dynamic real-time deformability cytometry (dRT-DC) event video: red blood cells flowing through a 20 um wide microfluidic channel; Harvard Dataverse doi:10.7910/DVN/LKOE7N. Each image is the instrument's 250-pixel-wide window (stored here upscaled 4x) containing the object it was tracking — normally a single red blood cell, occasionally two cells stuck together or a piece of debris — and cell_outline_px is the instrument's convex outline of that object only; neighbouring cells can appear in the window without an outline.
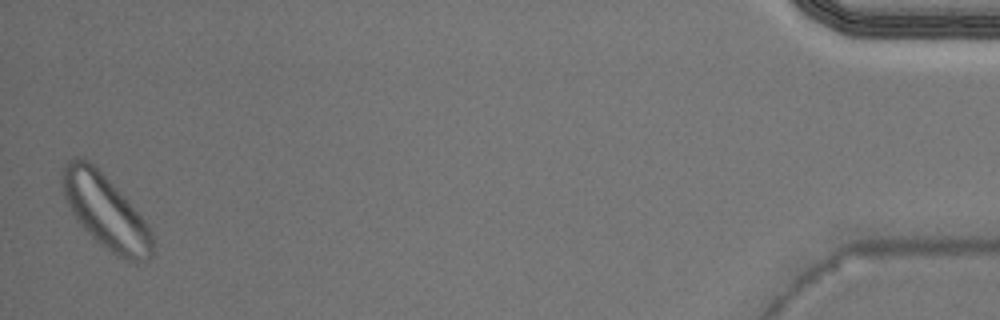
{"species": "Egyptian fruit bat (a non-hibernating species)", "species_latin": "Rousettus aegyptiacus", "temperature_condition": "warm", "stored_images_in_passage": 40, "segment_of_instrument_passage": [2, 2], "camera_frame_rate_fps": 3000, "um_per_image_px": 0.085, "animal": {"sex": "male"}, "frame": {"image": 1, "passage_image": 40, "time_ms": 13.0, "image_size_px": [1000, 320], "cell_outline_px": [[152, 256], [148, 260], [136, 264], [116, 256], [100, 244], [76, 220], [64, 196], [60, 180], [64, 164], [68, 160], [76, 156], [84, 156], [128, 200], [148, 224], [152, 232]], "centroid_in_image_um": [8.97, 18.0], "position_along_channel_um": 426.2, "area_um2": 38.73}}